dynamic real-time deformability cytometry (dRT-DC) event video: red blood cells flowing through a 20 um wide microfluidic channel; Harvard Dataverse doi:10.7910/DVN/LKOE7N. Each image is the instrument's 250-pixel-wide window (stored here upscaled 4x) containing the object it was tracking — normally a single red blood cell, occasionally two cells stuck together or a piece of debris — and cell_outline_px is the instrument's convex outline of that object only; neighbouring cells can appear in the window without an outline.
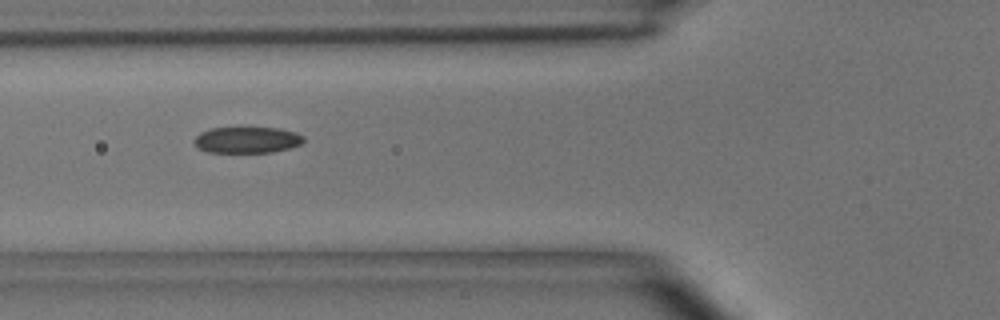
{"species": "common noctule bat (a hibernating species)", "species_latin": "Nyctalus noctula", "temperature_condition": "room temperature", "stored_images_in_passage": 6, "camera_frame_rate_fps": 3000, "um_per_image_px": 0.085, "animal": {"sex": "male", "body_mass_g": 15.6}, "frame": {"image": 1, "passage_image": 5, "time_ms": 4.667, "image_size_px": [1000, 320], "cell_outline_px": [[304, 140], [300, 144], [288, 148], [272, 152], [208, 152], [196, 148], [192, 140], [200, 132], [212, 128], [280, 128], [296, 132], [304, 136]], "centroid_in_image_um": [20.96, 11.89], "position_along_channel_um": 104.8, "area_um2": 16.76}}